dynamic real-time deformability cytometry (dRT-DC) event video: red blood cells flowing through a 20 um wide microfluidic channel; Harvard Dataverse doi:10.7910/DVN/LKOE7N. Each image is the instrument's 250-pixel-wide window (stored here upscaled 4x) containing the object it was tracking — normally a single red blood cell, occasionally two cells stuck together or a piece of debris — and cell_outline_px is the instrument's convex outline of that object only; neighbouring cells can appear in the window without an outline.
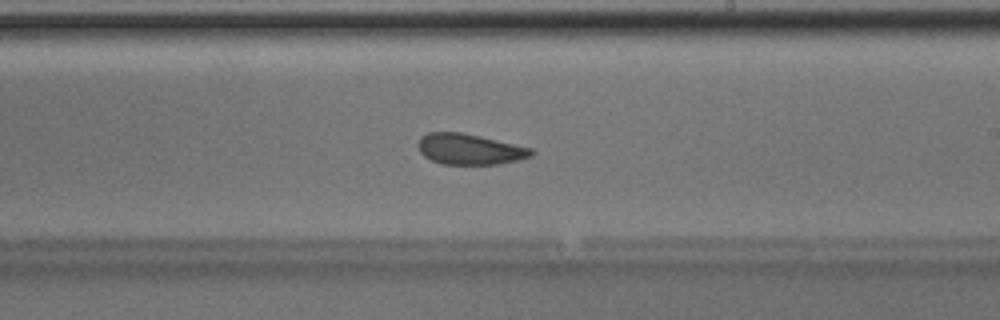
{"species": "Egyptian fruit bat (a non-hibernating species)", "species_latin": "Rousettus aegyptiacus", "temperature_condition": "room temperature", "stored_images_in_passage": 51, "camera_frame_rate_fps": 3000, "um_per_image_px": 0.085, "animal": {"sex": "male"}, "frame": {"image": 1, "passage_image": 30, "time_ms": 9.667, "image_size_px": [1000, 320], "cell_outline_px": [[536, 152], [532, 156], [500, 164], [444, 164], [432, 160], [424, 156], [420, 152], [416, 144], [420, 136], [428, 132], [460, 132], [480, 136], [532, 148]], "centroid_in_image_um": [39.9, 12.67], "position_along_channel_um": 249.1, "area_um2": 20.35}}
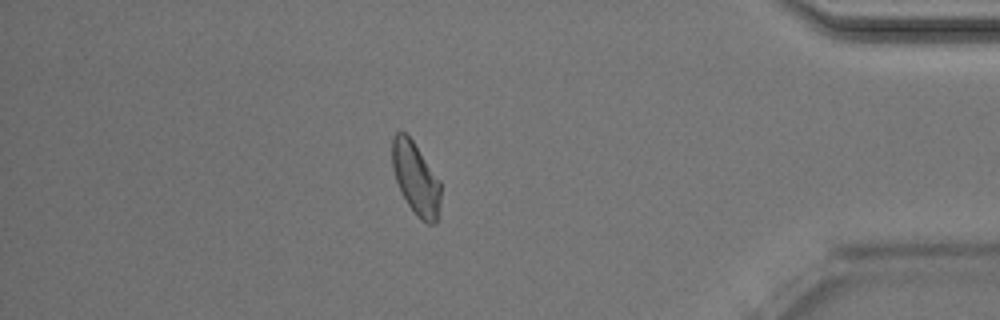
{"frame": {"image": 2, "passage_image": 44, "time_ms": 14.333, "image_size_px": [1000, 320], "cell_outline_px": [[440, 204], [436, 220], [432, 224], [428, 224], [416, 216], [408, 204], [396, 180], [392, 168], [392, 136], [396, 132], [404, 132], [412, 140], [440, 180]], "centroid_in_image_um": [35.33, 15.16], "position_along_channel_um": 399.9, "area_um2": 20.17}, "authors_computed_cell_mechanics": {"area_um2": 21.3282, "velocity_mm_per_s": 4.0038, "shape_relaxation_time_tau1_ms": 10.3892, "shape_relaxation_time_tau2_ms": 2.698, "deformation_change_tau1": 0.1882, "deformation_change_tau2": 0.0657}}